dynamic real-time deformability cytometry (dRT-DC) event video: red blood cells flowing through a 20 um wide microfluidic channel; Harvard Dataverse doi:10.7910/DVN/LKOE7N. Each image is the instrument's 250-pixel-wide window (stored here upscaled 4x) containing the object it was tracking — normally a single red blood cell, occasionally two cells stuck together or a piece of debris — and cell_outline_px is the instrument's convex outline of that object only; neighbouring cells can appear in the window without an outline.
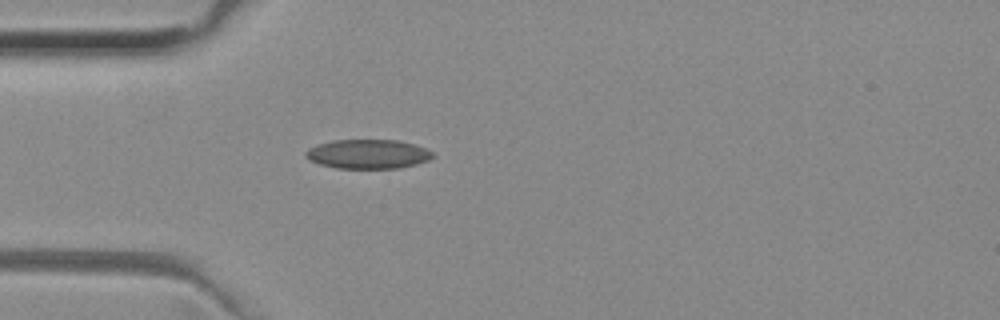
{"species": "common noctule bat (a hibernating species)", "species_latin": "Nyctalus noctula", "temperature_condition": "room temperature", "stored_images_in_passage": 3, "camera_frame_rate_fps": 3000, "um_per_image_px": 0.085, "animal": {"sex": "female", "body_mass_g": 29.2, "forearm_length_mm": 56.3}, "frame": {"image": 1, "passage_image": 1, "time_ms": 0.0, "image_size_px": [1000, 320], "cell_outline_px": [[436, 156], [428, 160], [416, 164], [400, 168], [336, 168], [320, 164], [304, 156], [304, 152], [308, 148], [332, 140], [396, 140], [412, 144], [424, 148], [432, 152]], "centroid_in_image_um": [31.27, 13.1], "position_along_channel_um": 53.7, "area_um2": 21.5}}